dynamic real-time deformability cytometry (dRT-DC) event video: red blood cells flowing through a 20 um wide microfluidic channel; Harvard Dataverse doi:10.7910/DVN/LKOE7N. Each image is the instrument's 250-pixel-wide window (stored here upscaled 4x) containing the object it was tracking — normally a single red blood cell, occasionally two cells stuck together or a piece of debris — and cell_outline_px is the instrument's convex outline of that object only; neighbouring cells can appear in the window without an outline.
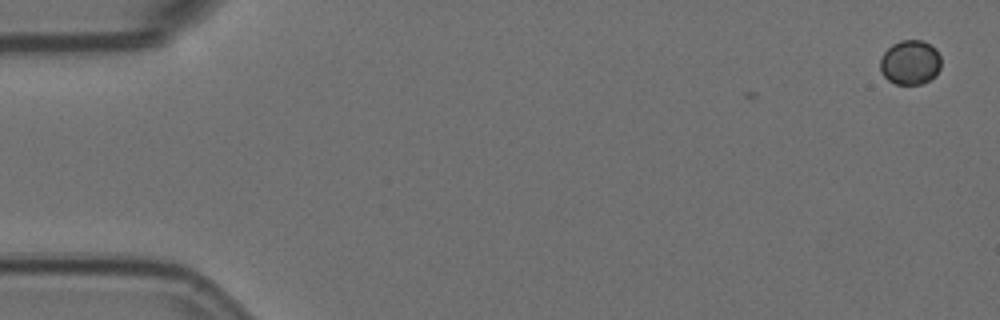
{"species": "Egyptian fruit bat (a non-hibernating species)", "species_latin": "Rousettus aegyptiacus", "temperature_condition": "room temperature", "stored_images_in_passage": 3, "camera_frame_rate_fps": 3000, "um_per_image_px": 0.085, "animal": {"sex": "female"}, "frame": {"image": 1, "passage_image": 3, "time_ms": 0.667, "image_size_px": [1000, 320], "cell_outline_px": [[940, 68], [928, 80], [920, 84], [896, 84], [888, 80], [884, 76], [880, 68], [880, 56], [892, 44], [900, 40], [924, 40], [936, 48], [940, 56]], "centroid_in_image_um": [77.34, 5.28], "position_along_channel_um": 7.7, "area_um2": 15.78}}